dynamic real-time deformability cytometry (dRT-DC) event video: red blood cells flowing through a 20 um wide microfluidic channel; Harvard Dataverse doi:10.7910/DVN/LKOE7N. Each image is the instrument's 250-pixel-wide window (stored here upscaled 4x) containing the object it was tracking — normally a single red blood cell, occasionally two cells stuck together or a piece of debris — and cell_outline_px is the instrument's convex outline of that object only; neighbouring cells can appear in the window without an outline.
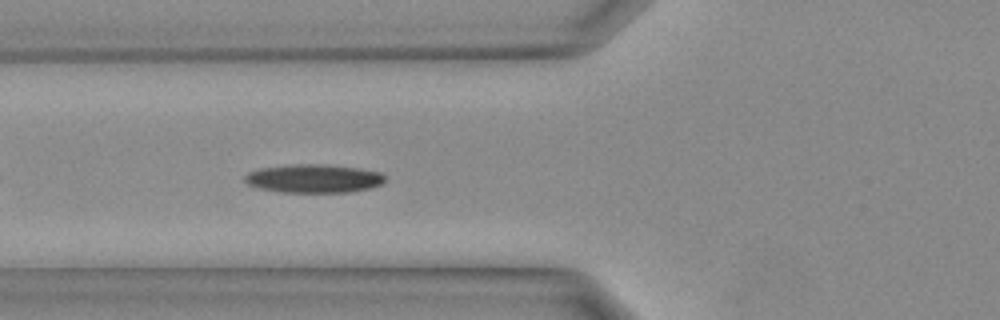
{"species": "Egyptian fruit bat (a non-hibernating species)", "species_latin": "Rousettus aegyptiacus", "temperature_condition": "warm", "stored_images_in_passage": 4, "camera_frame_rate_fps": 3000, "um_per_image_px": 0.085, "animal": {"sex": "female"}, "frame": {"image": 1, "passage_image": 4, "time_ms": 1.0, "image_size_px": [1000, 320], "cell_outline_px": [[384, 180], [380, 184], [368, 188], [348, 192], [280, 192], [260, 188], [248, 184], [244, 180], [244, 176], [248, 172], [260, 168], [292, 164], [328, 164], [360, 168], [380, 172], [384, 176]], "centroid_in_image_um": [26.64, 15.16], "position_along_channel_um": 99.2, "area_um2": 23.24}}